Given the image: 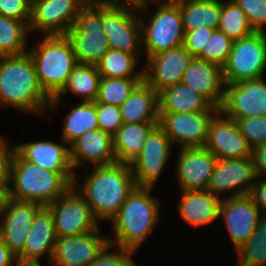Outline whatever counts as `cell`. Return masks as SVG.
<instances>
[{
	"mask_svg": "<svg viewBox=\"0 0 266 266\" xmlns=\"http://www.w3.org/2000/svg\"><path fill=\"white\" fill-rule=\"evenodd\" d=\"M73 186L80 189L79 193L86 199L93 216L101 222L112 220L136 184L131 166L116 162L95 166L80 186L75 177Z\"/></svg>",
	"mask_w": 266,
	"mask_h": 266,
	"instance_id": "obj_1",
	"label": "cell"
},
{
	"mask_svg": "<svg viewBox=\"0 0 266 266\" xmlns=\"http://www.w3.org/2000/svg\"><path fill=\"white\" fill-rule=\"evenodd\" d=\"M51 98L41 87L28 52L0 56V105L42 114ZM47 106V107H46Z\"/></svg>",
	"mask_w": 266,
	"mask_h": 266,
	"instance_id": "obj_2",
	"label": "cell"
},
{
	"mask_svg": "<svg viewBox=\"0 0 266 266\" xmlns=\"http://www.w3.org/2000/svg\"><path fill=\"white\" fill-rule=\"evenodd\" d=\"M153 187H135L121 209L112 218V246L137 251L158 223L161 201L151 196Z\"/></svg>",
	"mask_w": 266,
	"mask_h": 266,
	"instance_id": "obj_3",
	"label": "cell"
},
{
	"mask_svg": "<svg viewBox=\"0 0 266 266\" xmlns=\"http://www.w3.org/2000/svg\"><path fill=\"white\" fill-rule=\"evenodd\" d=\"M74 174L46 170L25 160L16 151L12 164L9 198L48 206L73 185L76 177Z\"/></svg>",
	"mask_w": 266,
	"mask_h": 266,
	"instance_id": "obj_4",
	"label": "cell"
},
{
	"mask_svg": "<svg viewBox=\"0 0 266 266\" xmlns=\"http://www.w3.org/2000/svg\"><path fill=\"white\" fill-rule=\"evenodd\" d=\"M38 81L50 97H56L67 84L69 75L79 64L66 35H50L28 50Z\"/></svg>",
	"mask_w": 266,
	"mask_h": 266,
	"instance_id": "obj_5",
	"label": "cell"
},
{
	"mask_svg": "<svg viewBox=\"0 0 266 266\" xmlns=\"http://www.w3.org/2000/svg\"><path fill=\"white\" fill-rule=\"evenodd\" d=\"M156 9L150 21L141 22L142 48L146 59L162 51H167L184 44L185 30L180 7L176 0H152Z\"/></svg>",
	"mask_w": 266,
	"mask_h": 266,
	"instance_id": "obj_6",
	"label": "cell"
},
{
	"mask_svg": "<svg viewBox=\"0 0 266 266\" xmlns=\"http://www.w3.org/2000/svg\"><path fill=\"white\" fill-rule=\"evenodd\" d=\"M80 64H97L110 49L102 22V5L88 1L66 34Z\"/></svg>",
	"mask_w": 266,
	"mask_h": 266,
	"instance_id": "obj_7",
	"label": "cell"
},
{
	"mask_svg": "<svg viewBox=\"0 0 266 266\" xmlns=\"http://www.w3.org/2000/svg\"><path fill=\"white\" fill-rule=\"evenodd\" d=\"M266 71V32H254L233 43L223 75L226 84L264 77Z\"/></svg>",
	"mask_w": 266,
	"mask_h": 266,
	"instance_id": "obj_8",
	"label": "cell"
},
{
	"mask_svg": "<svg viewBox=\"0 0 266 266\" xmlns=\"http://www.w3.org/2000/svg\"><path fill=\"white\" fill-rule=\"evenodd\" d=\"M47 207L53 215L57 238L83 235L99 227L86 199L73 185Z\"/></svg>",
	"mask_w": 266,
	"mask_h": 266,
	"instance_id": "obj_9",
	"label": "cell"
},
{
	"mask_svg": "<svg viewBox=\"0 0 266 266\" xmlns=\"http://www.w3.org/2000/svg\"><path fill=\"white\" fill-rule=\"evenodd\" d=\"M139 11L130 7L102 5V22L110 49L140 55L142 48Z\"/></svg>",
	"mask_w": 266,
	"mask_h": 266,
	"instance_id": "obj_10",
	"label": "cell"
},
{
	"mask_svg": "<svg viewBox=\"0 0 266 266\" xmlns=\"http://www.w3.org/2000/svg\"><path fill=\"white\" fill-rule=\"evenodd\" d=\"M88 1L32 0L29 31L41 32L43 36L66 35Z\"/></svg>",
	"mask_w": 266,
	"mask_h": 266,
	"instance_id": "obj_11",
	"label": "cell"
},
{
	"mask_svg": "<svg viewBox=\"0 0 266 266\" xmlns=\"http://www.w3.org/2000/svg\"><path fill=\"white\" fill-rule=\"evenodd\" d=\"M173 144L157 124L148 134L139 156L130 164L136 187H154L171 154Z\"/></svg>",
	"mask_w": 266,
	"mask_h": 266,
	"instance_id": "obj_12",
	"label": "cell"
},
{
	"mask_svg": "<svg viewBox=\"0 0 266 266\" xmlns=\"http://www.w3.org/2000/svg\"><path fill=\"white\" fill-rule=\"evenodd\" d=\"M219 111L233 120L266 116V81L263 77L226 84Z\"/></svg>",
	"mask_w": 266,
	"mask_h": 266,
	"instance_id": "obj_13",
	"label": "cell"
},
{
	"mask_svg": "<svg viewBox=\"0 0 266 266\" xmlns=\"http://www.w3.org/2000/svg\"><path fill=\"white\" fill-rule=\"evenodd\" d=\"M220 216L236 251L253 235L263 214L248 194L222 198Z\"/></svg>",
	"mask_w": 266,
	"mask_h": 266,
	"instance_id": "obj_14",
	"label": "cell"
},
{
	"mask_svg": "<svg viewBox=\"0 0 266 266\" xmlns=\"http://www.w3.org/2000/svg\"><path fill=\"white\" fill-rule=\"evenodd\" d=\"M256 178L252 157L217 159L207 190L219 198L248 195Z\"/></svg>",
	"mask_w": 266,
	"mask_h": 266,
	"instance_id": "obj_15",
	"label": "cell"
},
{
	"mask_svg": "<svg viewBox=\"0 0 266 266\" xmlns=\"http://www.w3.org/2000/svg\"><path fill=\"white\" fill-rule=\"evenodd\" d=\"M216 113H159V125L172 144L181 148L204 147L210 121Z\"/></svg>",
	"mask_w": 266,
	"mask_h": 266,
	"instance_id": "obj_16",
	"label": "cell"
},
{
	"mask_svg": "<svg viewBox=\"0 0 266 266\" xmlns=\"http://www.w3.org/2000/svg\"><path fill=\"white\" fill-rule=\"evenodd\" d=\"M194 58L184 45L159 52L147 58L143 80L159 93L164 88L181 82L186 68Z\"/></svg>",
	"mask_w": 266,
	"mask_h": 266,
	"instance_id": "obj_17",
	"label": "cell"
},
{
	"mask_svg": "<svg viewBox=\"0 0 266 266\" xmlns=\"http://www.w3.org/2000/svg\"><path fill=\"white\" fill-rule=\"evenodd\" d=\"M42 207L9 198L0 211V238L16 257L23 252L34 217Z\"/></svg>",
	"mask_w": 266,
	"mask_h": 266,
	"instance_id": "obj_18",
	"label": "cell"
},
{
	"mask_svg": "<svg viewBox=\"0 0 266 266\" xmlns=\"http://www.w3.org/2000/svg\"><path fill=\"white\" fill-rule=\"evenodd\" d=\"M222 115L219 111L211 119L204 147L217 159L252 157V148L236 121Z\"/></svg>",
	"mask_w": 266,
	"mask_h": 266,
	"instance_id": "obj_19",
	"label": "cell"
},
{
	"mask_svg": "<svg viewBox=\"0 0 266 266\" xmlns=\"http://www.w3.org/2000/svg\"><path fill=\"white\" fill-rule=\"evenodd\" d=\"M99 227L79 236L57 238L51 266H89L109 244Z\"/></svg>",
	"mask_w": 266,
	"mask_h": 266,
	"instance_id": "obj_20",
	"label": "cell"
},
{
	"mask_svg": "<svg viewBox=\"0 0 266 266\" xmlns=\"http://www.w3.org/2000/svg\"><path fill=\"white\" fill-rule=\"evenodd\" d=\"M180 150L175 169L180 190H207L217 158L205 147Z\"/></svg>",
	"mask_w": 266,
	"mask_h": 266,
	"instance_id": "obj_21",
	"label": "cell"
},
{
	"mask_svg": "<svg viewBox=\"0 0 266 266\" xmlns=\"http://www.w3.org/2000/svg\"><path fill=\"white\" fill-rule=\"evenodd\" d=\"M70 159L74 169L84 162L95 166L111 165L117 162L113 136L100 129L87 131L70 145Z\"/></svg>",
	"mask_w": 266,
	"mask_h": 266,
	"instance_id": "obj_22",
	"label": "cell"
},
{
	"mask_svg": "<svg viewBox=\"0 0 266 266\" xmlns=\"http://www.w3.org/2000/svg\"><path fill=\"white\" fill-rule=\"evenodd\" d=\"M181 82L203 95L214 107H221L226 83L220 65L195 57L186 68Z\"/></svg>",
	"mask_w": 266,
	"mask_h": 266,
	"instance_id": "obj_23",
	"label": "cell"
},
{
	"mask_svg": "<svg viewBox=\"0 0 266 266\" xmlns=\"http://www.w3.org/2000/svg\"><path fill=\"white\" fill-rule=\"evenodd\" d=\"M56 239L53 215L47 206H43L34 217L24 250L17 259L39 262L41 256L47 253L51 263Z\"/></svg>",
	"mask_w": 266,
	"mask_h": 266,
	"instance_id": "obj_24",
	"label": "cell"
},
{
	"mask_svg": "<svg viewBox=\"0 0 266 266\" xmlns=\"http://www.w3.org/2000/svg\"><path fill=\"white\" fill-rule=\"evenodd\" d=\"M35 141L17 144L16 151L27 161L53 172H74L66 142Z\"/></svg>",
	"mask_w": 266,
	"mask_h": 266,
	"instance_id": "obj_25",
	"label": "cell"
},
{
	"mask_svg": "<svg viewBox=\"0 0 266 266\" xmlns=\"http://www.w3.org/2000/svg\"><path fill=\"white\" fill-rule=\"evenodd\" d=\"M221 201L222 198L214 196L208 190H181L177 207L179 216L195 228L205 226L220 218Z\"/></svg>",
	"mask_w": 266,
	"mask_h": 266,
	"instance_id": "obj_26",
	"label": "cell"
},
{
	"mask_svg": "<svg viewBox=\"0 0 266 266\" xmlns=\"http://www.w3.org/2000/svg\"><path fill=\"white\" fill-rule=\"evenodd\" d=\"M219 112L203 95L182 82L159 92V113Z\"/></svg>",
	"mask_w": 266,
	"mask_h": 266,
	"instance_id": "obj_27",
	"label": "cell"
},
{
	"mask_svg": "<svg viewBox=\"0 0 266 266\" xmlns=\"http://www.w3.org/2000/svg\"><path fill=\"white\" fill-rule=\"evenodd\" d=\"M120 109L123 123L159 122V93L143 80Z\"/></svg>",
	"mask_w": 266,
	"mask_h": 266,
	"instance_id": "obj_28",
	"label": "cell"
},
{
	"mask_svg": "<svg viewBox=\"0 0 266 266\" xmlns=\"http://www.w3.org/2000/svg\"><path fill=\"white\" fill-rule=\"evenodd\" d=\"M159 122L123 123L113 136L117 162L131 164L141 153L150 131Z\"/></svg>",
	"mask_w": 266,
	"mask_h": 266,
	"instance_id": "obj_29",
	"label": "cell"
},
{
	"mask_svg": "<svg viewBox=\"0 0 266 266\" xmlns=\"http://www.w3.org/2000/svg\"><path fill=\"white\" fill-rule=\"evenodd\" d=\"M101 75L95 64H78L69 75L67 84L63 90L54 98H51L48 109H55L56 104L61 102L63 95L71 93L80 96L83 101L95 102Z\"/></svg>",
	"mask_w": 266,
	"mask_h": 266,
	"instance_id": "obj_30",
	"label": "cell"
},
{
	"mask_svg": "<svg viewBox=\"0 0 266 266\" xmlns=\"http://www.w3.org/2000/svg\"><path fill=\"white\" fill-rule=\"evenodd\" d=\"M180 7L185 33L201 26L218 29L220 0H176Z\"/></svg>",
	"mask_w": 266,
	"mask_h": 266,
	"instance_id": "obj_31",
	"label": "cell"
},
{
	"mask_svg": "<svg viewBox=\"0 0 266 266\" xmlns=\"http://www.w3.org/2000/svg\"><path fill=\"white\" fill-rule=\"evenodd\" d=\"M61 139L70 145L87 131L99 129L96 102L82 101L67 113Z\"/></svg>",
	"mask_w": 266,
	"mask_h": 266,
	"instance_id": "obj_32",
	"label": "cell"
},
{
	"mask_svg": "<svg viewBox=\"0 0 266 266\" xmlns=\"http://www.w3.org/2000/svg\"><path fill=\"white\" fill-rule=\"evenodd\" d=\"M29 27L24 21L0 15V56L28 52Z\"/></svg>",
	"mask_w": 266,
	"mask_h": 266,
	"instance_id": "obj_33",
	"label": "cell"
},
{
	"mask_svg": "<svg viewBox=\"0 0 266 266\" xmlns=\"http://www.w3.org/2000/svg\"><path fill=\"white\" fill-rule=\"evenodd\" d=\"M137 61L134 54L109 49L96 65L101 77L143 78V70L134 72Z\"/></svg>",
	"mask_w": 266,
	"mask_h": 266,
	"instance_id": "obj_34",
	"label": "cell"
},
{
	"mask_svg": "<svg viewBox=\"0 0 266 266\" xmlns=\"http://www.w3.org/2000/svg\"><path fill=\"white\" fill-rule=\"evenodd\" d=\"M218 30L233 41L245 38L255 31L251 28L245 12L234 0L221 1V15Z\"/></svg>",
	"mask_w": 266,
	"mask_h": 266,
	"instance_id": "obj_35",
	"label": "cell"
},
{
	"mask_svg": "<svg viewBox=\"0 0 266 266\" xmlns=\"http://www.w3.org/2000/svg\"><path fill=\"white\" fill-rule=\"evenodd\" d=\"M142 81L143 78L101 77L95 102L120 107Z\"/></svg>",
	"mask_w": 266,
	"mask_h": 266,
	"instance_id": "obj_36",
	"label": "cell"
},
{
	"mask_svg": "<svg viewBox=\"0 0 266 266\" xmlns=\"http://www.w3.org/2000/svg\"><path fill=\"white\" fill-rule=\"evenodd\" d=\"M237 266H266V216L253 235L236 250Z\"/></svg>",
	"mask_w": 266,
	"mask_h": 266,
	"instance_id": "obj_37",
	"label": "cell"
},
{
	"mask_svg": "<svg viewBox=\"0 0 266 266\" xmlns=\"http://www.w3.org/2000/svg\"><path fill=\"white\" fill-rule=\"evenodd\" d=\"M233 43L234 41L226 34L216 29L197 58L223 67L228 60Z\"/></svg>",
	"mask_w": 266,
	"mask_h": 266,
	"instance_id": "obj_38",
	"label": "cell"
},
{
	"mask_svg": "<svg viewBox=\"0 0 266 266\" xmlns=\"http://www.w3.org/2000/svg\"><path fill=\"white\" fill-rule=\"evenodd\" d=\"M252 150L266 144V116L235 119Z\"/></svg>",
	"mask_w": 266,
	"mask_h": 266,
	"instance_id": "obj_39",
	"label": "cell"
},
{
	"mask_svg": "<svg viewBox=\"0 0 266 266\" xmlns=\"http://www.w3.org/2000/svg\"><path fill=\"white\" fill-rule=\"evenodd\" d=\"M99 129L114 136L123 125L121 109L118 106L96 103Z\"/></svg>",
	"mask_w": 266,
	"mask_h": 266,
	"instance_id": "obj_40",
	"label": "cell"
},
{
	"mask_svg": "<svg viewBox=\"0 0 266 266\" xmlns=\"http://www.w3.org/2000/svg\"><path fill=\"white\" fill-rule=\"evenodd\" d=\"M245 12L251 28L255 32H265L266 0H234Z\"/></svg>",
	"mask_w": 266,
	"mask_h": 266,
	"instance_id": "obj_41",
	"label": "cell"
},
{
	"mask_svg": "<svg viewBox=\"0 0 266 266\" xmlns=\"http://www.w3.org/2000/svg\"><path fill=\"white\" fill-rule=\"evenodd\" d=\"M112 247L108 244L89 266H137L131 258L136 251L118 247L117 252L110 253Z\"/></svg>",
	"mask_w": 266,
	"mask_h": 266,
	"instance_id": "obj_42",
	"label": "cell"
},
{
	"mask_svg": "<svg viewBox=\"0 0 266 266\" xmlns=\"http://www.w3.org/2000/svg\"><path fill=\"white\" fill-rule=\"evenodd\" d=\"M32 0H0V15L24 21L29 25Z\"/></svg>",
	"mask_w": 266,
	"mask_h": 266,
	"instance_id": "obj_43",
	"label": "cell"
},
{
	"mask_svg": "<svg viewBox=\"0 0 266 266\" xmlns=\"http://www.w3.org/2000/svg\"><path fill=\"white\" fill-rule=\"evenodd\" d=\"M214 30L215 29L201 26L195 30L188 31L185 34L183 45L190 51L192 56L198 57L202 53L203 47L210 39Z\"/></svg>",
	"mask_w": 266,
	"mask_h": 266,
	"instance_id": "obj_44",
	"label": "cell"
},
{
	"mask_svg": "<svg viewBox=\"0 0 266 266\" xmlns=\"http://www.w3.org/2000/svg\"><path fill=\"white\" fill-rule=\"evenodd\" d=\"M8 146L7 139L5 140L0 137V181L10 185L16 146H12L13 148H9Z\"/></svg>",
	"mask_w": 266,
	"mask_h": 266,
	"instance_id": "obj_45",
	"label": "cell"
},
{
	"mask_svg": "<svg viewBox=\"0 0 266 266\" xmlns=\"http://www.w3.org/2000/svg\"><path fill=\"white\" fill-rule=\"evenodd\" d=\"M249 195L252 197L263 216H266V178L257 177Z\"/></svg>",
	"mask_w": 266,
	"mask_h": 266,
	"instance_id": "obj_46",
	"label": "cell"
},
{
	"mask_svg": "<svg viewBox=\"0 0 266 266\" xmlns=\"http://www.w3.org/2000/svg\"><path fill=\"white\" fill-rule=\"evenodd\" d=\"M93 3L104 6L130 7L138 11H147L148 4L152 0H89Z\"/></svg>",
	"mask_w": 266,
	"mask_h": 266,
	"instance_id": "obj_47",
	"label": "cell"
},
{
	"mask_svg": "<svg viewBox=\"0 0 266 266\" xmlns=\"http://www.w3.org/2000/svg\"><path fill=\"white\" fill-rule=\"evenodd\" d=\"M252 160L256 177L266 178V144L252 150Z\"/></svg>",
	"mask_w": 266,
	"mask_h": 266,
	"instance_id": "obj_48",
	"label": "cell"
},
{
	"mask_svg": "<svg viewBox=\"0 0 266 266\" xmlns=\"http://www.w3.org/2000/svg\"><path fill=\"white\" fill-rule=\"evenodd\" d=\"M16 260L17 257L0 238V266H13Z\"/></svg>",
	"mask_w": 266,
	"mask_h": 266,
	"instance_id": "obj_49",
	"label": "cell"
},
{
	"mask_svg": "<svg viewBox=\"0 0 266 266\" xmlns=\"http://www.w3.org/2000/svg\"><path fill=\"white\" fill-rule=\"evenodd\" d=\"M9 199V185L0 181V211L3 209Z\"/></svg>",
	"mask_w": 266,
	"mask_h": 266,
	"instance_id": "obj_50",
	"label": "cell"
},
{
	"mask_svg": "<svg viewBox=\"0 0 266 266\" xmlns=\"http://www.w3.org/2000/svg\"><path fill=\"white\" fill-rule=\"evenodd\" d=\"M13 266H43L40 262H27V261H21L16 260L13 264Z\"/></svg>",
	"mask_w": 266,
	"mask_h": 266,
	"instance_id": "obj_51",
	"label": "cell"
}]
</instances>
